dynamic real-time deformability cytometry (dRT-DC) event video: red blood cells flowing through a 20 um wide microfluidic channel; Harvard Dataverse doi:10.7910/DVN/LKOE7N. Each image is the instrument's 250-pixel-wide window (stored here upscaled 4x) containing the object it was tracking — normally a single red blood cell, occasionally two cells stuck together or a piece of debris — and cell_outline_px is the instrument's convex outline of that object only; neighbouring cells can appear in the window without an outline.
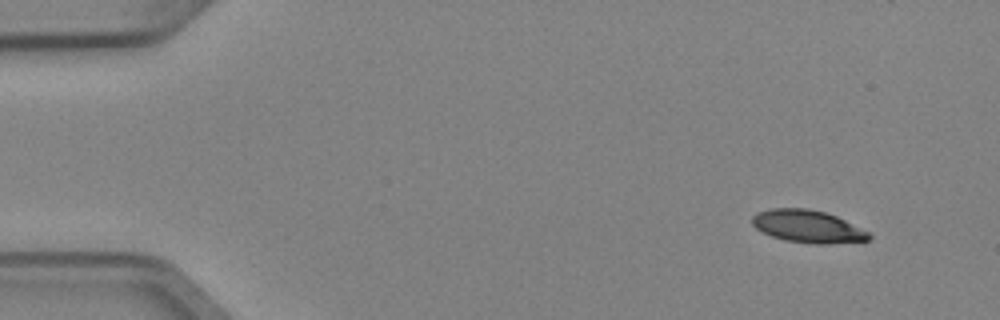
{"species": "Egyptian fruit bat (a non-hibernating species)", "species_latin": "Rousettus aegyptiacus", "temperature_condition": "cold", "stored_images_in_passage": 4, "camera_frame_rate_fps": 3000, "um_per_image_px": 0.085, "animal": {"sex": "female"}, "frame": {"image": 1, "passage_image": 1, "time_ms": 0.0, "image_size_px": [1000, 320], "cell_outline_px": [[872, 236], [868, 240], [828, 244], [816, 244], [784, 240], [772, 236], [756, 228], [752, 224], [752, 216], [756, 212], [772, 208], [808, 208], [824, 212], [836, 216], [868, 232]], "centroid_in_image_um": [68.63, 19.24], "position_along_channel_um": 16.4, "area_um2": 21.96}}